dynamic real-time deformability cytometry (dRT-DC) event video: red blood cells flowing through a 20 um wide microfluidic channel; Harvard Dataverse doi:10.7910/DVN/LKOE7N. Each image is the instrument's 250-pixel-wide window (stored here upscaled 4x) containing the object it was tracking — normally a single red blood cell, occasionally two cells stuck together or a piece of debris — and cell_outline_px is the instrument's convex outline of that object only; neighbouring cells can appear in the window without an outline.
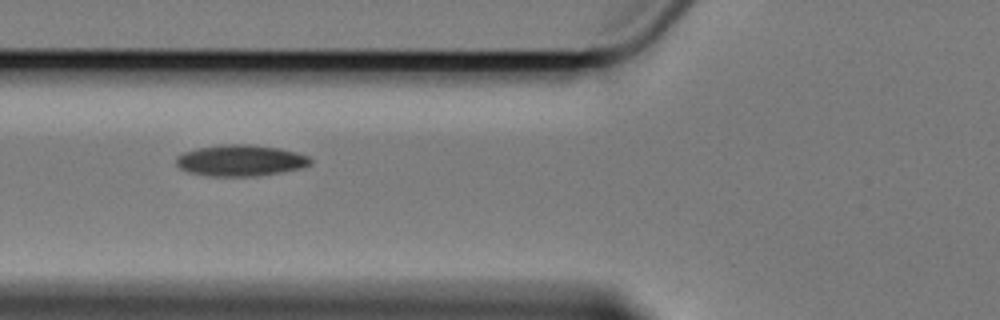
{"species": "Egyptian fruit bat (a non-hibernating species)", "species_latin": "Rousettus aegyptiacus", "temperature_condition": "cold", "stored_images_in_passage": 3, "camera_frame_rate_fps": 3000, "um_per_image_px": 0.085, "animal": {"sex": "female"}, "frame": {"image": 1, "passage_image": 2, "time_ms": 1.333, "image_size_px": [1000, 320], "cell_outline_px": [[312, 164], [304, 168], [256, 176], [208, 176], [188, 172], [180, 168], [176, 164], [176, 156], [184, 152], [196, 148], [220, 144], [248, 144], [280, 148], [296, 152], [308, 156], [312, 160]], "centroid_in_image_um": [20.45, 13.64], "position_along_channel_um": 105.4, "area_um2": 24.68}}
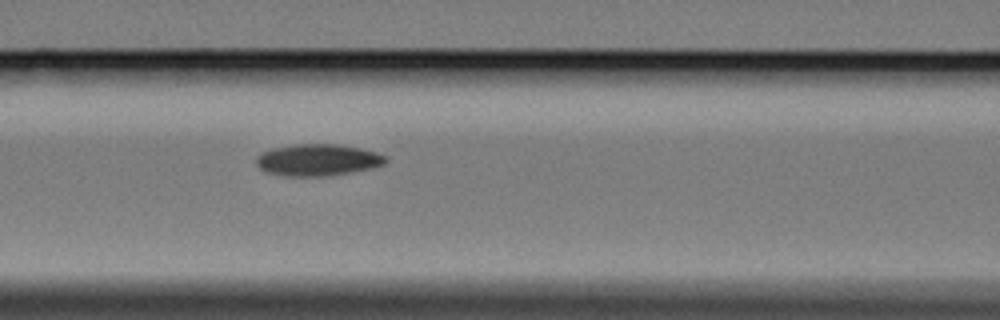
{"frame": {"image": 2, "passage_image": 3, "time_ms": 2.333, "image_size_px": [1000, 320], "cell_outline_px": [[388, 160], [384, 164], [372, 168], [332, 176], [280, 176], [264, 172], [256, 164], [256, 156], [272, 148], [296, 144], [336, 144], [360, 148], [376, 152], [388, 156]], "centroid_in_image_um": [27.01, 13.61], "position_along_channel_um": 139.6, "area_um2": 24.22}}